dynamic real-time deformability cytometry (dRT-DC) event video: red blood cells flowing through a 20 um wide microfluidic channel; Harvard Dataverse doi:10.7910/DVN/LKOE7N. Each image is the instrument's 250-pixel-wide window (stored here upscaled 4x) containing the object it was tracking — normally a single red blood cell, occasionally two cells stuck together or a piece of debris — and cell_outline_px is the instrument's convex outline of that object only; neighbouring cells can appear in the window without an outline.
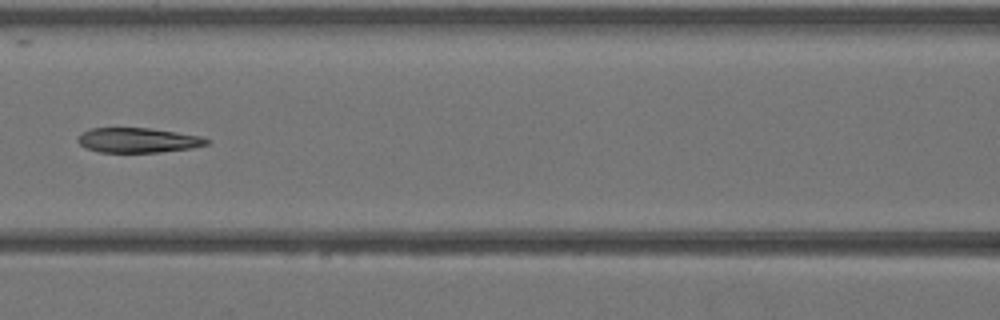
{"species": "Egyptian fruit bat (a non-hibernating species)", "species_latin": "Rousettus aegyptiacus", "temperature_condition": "warm", "stored_images_in_passage": 22, "camera_frame_rate_fps": 3000, "um_per_image_px": 0.085, "animal": {"sex": "female"}, "frame": {"image": 1, "passage_image": 16, "time_ms": 5.0, "image_size_px": [1000, 320], "cell_outline_px": [[208, 144], [192, 148], [160, 152], [96, 152], [84, 148], [76, 140], [88, 128], [148, 128], [176, 132], [200, 136], [208, 140]], "centroid_in_image_um": [11.69, 11.92], "position_along_channel_um": 154.9, "area_um2": 18.55}}